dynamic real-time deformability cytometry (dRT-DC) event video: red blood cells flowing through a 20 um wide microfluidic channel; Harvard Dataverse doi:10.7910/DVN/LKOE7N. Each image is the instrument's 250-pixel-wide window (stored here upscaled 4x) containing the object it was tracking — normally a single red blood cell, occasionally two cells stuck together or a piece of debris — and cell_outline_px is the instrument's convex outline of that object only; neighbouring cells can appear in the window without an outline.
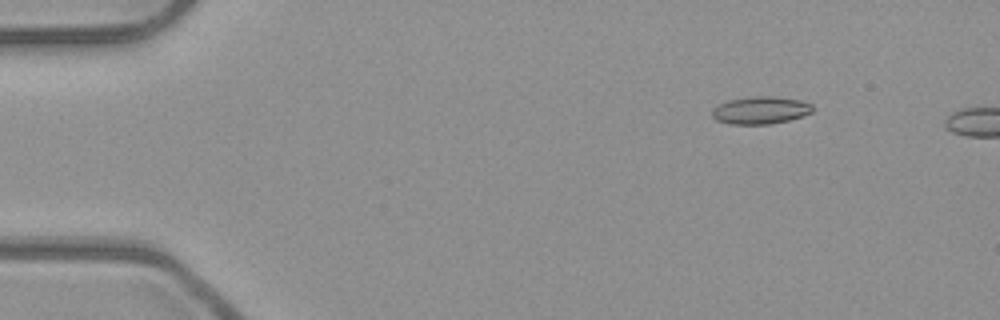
{"species": "common noctule bat (a hibernating species)", "species_latin": "Nyctalus noctula", "temperature_condition": "room temperature", "stored_images_in_passage": 2, "camera_frame_rate_fps": 3000, "um_per_image_px": 0.085, "animal": {"sex": "male", "body_mass_g": 23.1, "forearm_length_mm": 52.7}, "frame": {"image": 1, "passage_image": 1, "time_ms": 0.0, "image_size_px": [1000, 320], "cell_outline_px": [[812, 112], [804, 116], [788, 120], [768, 124], [728, 124], [716, 120], [712, 116], [712, 108], [728, 100], [752, 96], [772, 96], [800, 100], [812, 104]], "centroid_in_image_um": [64.63, 9.37], "position_along_channel_um": 20.4, "area_um2": 16.13}}